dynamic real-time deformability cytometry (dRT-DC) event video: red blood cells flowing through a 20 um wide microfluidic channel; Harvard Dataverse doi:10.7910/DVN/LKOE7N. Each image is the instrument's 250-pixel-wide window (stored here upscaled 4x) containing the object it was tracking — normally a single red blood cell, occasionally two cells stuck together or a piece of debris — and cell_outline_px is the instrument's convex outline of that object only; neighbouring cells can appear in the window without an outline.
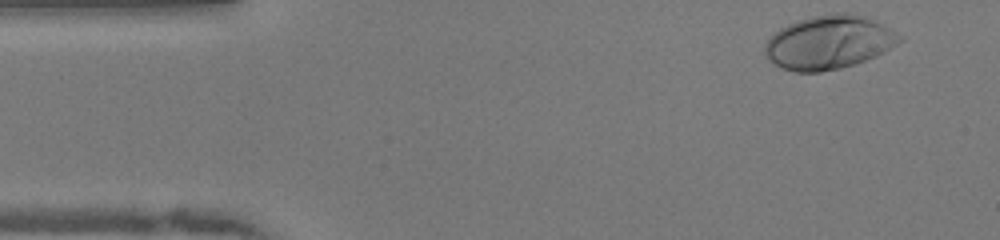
{"species": "human", "species_latin": "Homo sapiens", "temperature_condition": "warm", "stored_images_in_passage": 47, "camera_frame_rate_fps": 3000, "um_per_image_px": 0.085, "donor": {"sex": "female"}, "frame": {"image": 1, "passage_image": 1, "time_ms": 0.0, "image_size_px": [1000, 240], "cell_outline_px": [[904, 40], [892, 48], [876, 56], [856, 64], [840, 68], [820, 72], [796, 72], [784, 68], [776, 64], [764, 56], [764, 44], [780, 28], [796, 20], [812, 16], [836, 12], [848, 12], [864, 16], [876, 20], [904, 36]], "centroid_in_image_um": [70.5, 3.59], "position_along_channel_um": 14.5, "area_um2": 42.48}}
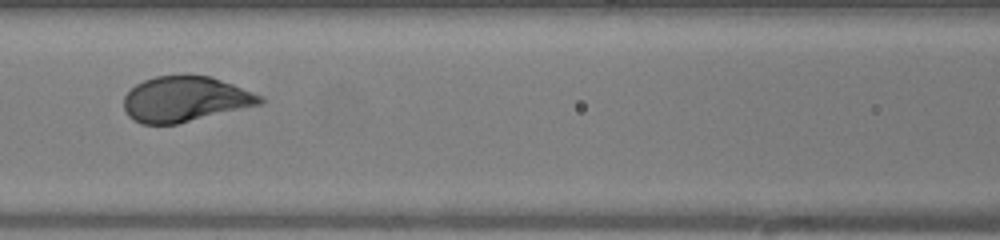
{"frame": {"image": 2, "passage_image": 18, "time_ms": 5.667, "image_size_px": [1000, 240], "cell_outline_px": [[264, 104], [176, 124], [140, 124], [128, 116], [124, 108], [124, 96], [136, 84], [144, 80], [156, 76], [212, 76], [264, 96]], "centroid_in_image_um": [15.77, 8.44], "position_along_channel_um": 150.8, "area_um2": 36.01}}
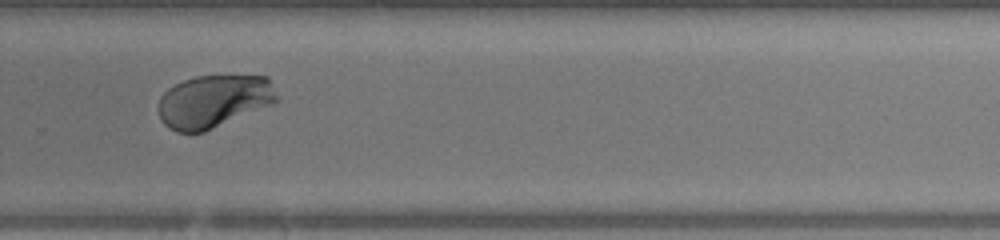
{"frame": {"image": 3, "passage_image": 30, "time_ms": 9.667, "image_size_px": [1000, 240], "cell_outline_px": [[276, 100], [272, 104], [204, 132], [176, 132], [168, 128], [160, 120], [160, 96], [168, 88], [184, 80], [196, 76], [268, 76], [276, 96]], "centroid_in_image_um": [18.13, 8.61], "position_along_channel_um": 311.7, "area_um2": 36.01}, "authors_computed_cell_mechanics": {"area_um2": 37.5122, "velocity_mm_per_s": 4.0407, "shape_relaxation_time_tau1_ms": 2.021, "shape_relaxation_time_tau2_ms": null, "deformation_change_tau1": 0.193, "deformation_change_tau2": null}}